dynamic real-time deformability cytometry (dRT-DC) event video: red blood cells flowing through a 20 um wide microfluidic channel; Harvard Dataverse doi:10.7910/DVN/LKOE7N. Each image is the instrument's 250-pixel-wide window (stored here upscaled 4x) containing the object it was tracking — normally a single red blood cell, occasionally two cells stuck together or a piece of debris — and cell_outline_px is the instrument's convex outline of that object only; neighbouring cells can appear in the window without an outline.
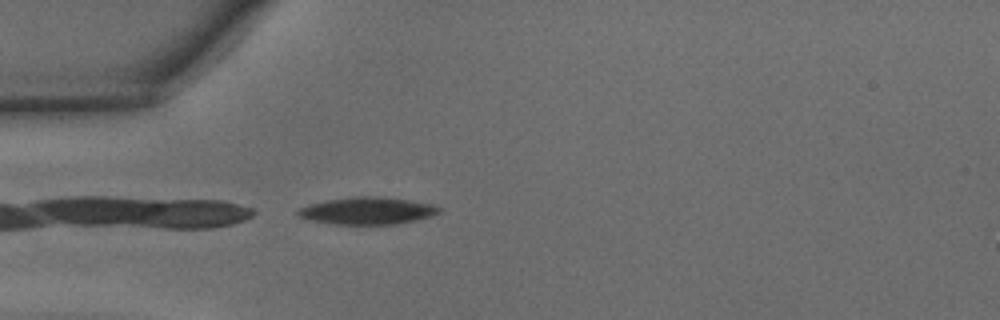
{"species": "common noctule bat (a hibernating species)", "species_latin": "Nyctalus noctula", "temperature_condition": "warm", "stored_images_in_passage": 34, "camera_frame_rate_fps": 3000, "um_per_image_px": 0.085, "animal": {"sex": "male", "body_mass_g": 15.6}, "frame": {"image": 1, "passage_image": 1, "time_ms": 0.0, "image_size_px": [1000, 320], "cell_outline_px": [[440, 212], [432, 216], [416, 220], [396, 224], [336, 224], [312, 220], [300, 216], [296, 212], [300, 208], [308, 204], [324, 200], [352, 196], [380, 196], [408, 200], [432, 204], [440, 208]], "centroid_in_image_um": [31.23, 17.9], "position_along_channel_um": 53.8, "area_um2": 22.31}}
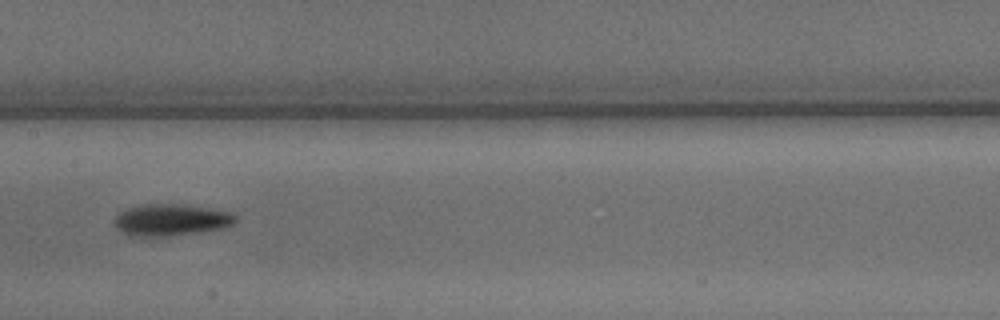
{"frame": {"image": 2, "passage_image": 11, "time_ms": 3.333, "image_size_px": [1000, 320], "cell_outline_px": [[236, 220], [232, 224], [224, 228], [200, 232], [164, 236], [128, 236], [120, 232], [112, 224], [112, 220], [120, 212], [128, 208], [144, 204], [176, 204], [208, 208], [232, 212], [236, 216]], "centroid_in_image_um": [14.48, 18.7], "position_along_channel_um": 192.9, "area_um2": 22.48}}
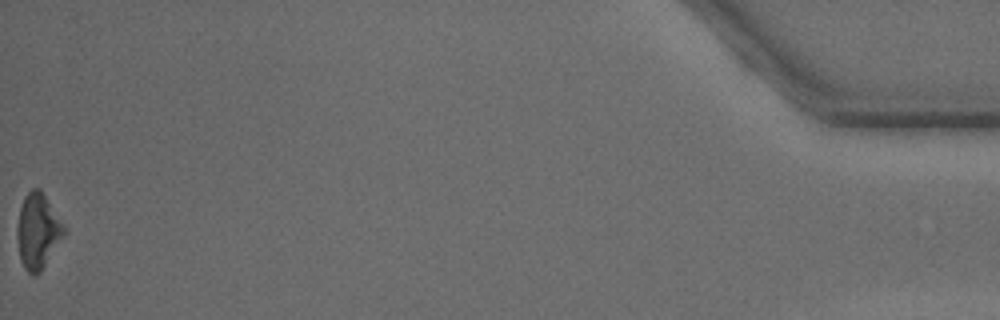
{"frame": {"image": 3, "passage_image": 34, "time_ms": 11.0, "image_size_px": [1000, 320], "cell_outline_px": [[68, 232], [40, 272], [32, 276], [24, 268], [20, 260], [16, 236], [16, 232], [20, 208], [24, 196], [32, 188], [40, 188]], "centroid_in_image_um": [3.22, 19.67], "position_along_channel_um": 432.0, "area_um2": 20.69}, "authors_computed_cell_mechanics": {"area_um2": 21.4438, "velocity_mm_per_s": 4.3924, "shape_relaxation_time_tau1_ms": 7.0468, "shape_relaxation_time_tau2_ms": null, "deformation_change_tau1": 0.2709, "deformation_change_tau2": null}}